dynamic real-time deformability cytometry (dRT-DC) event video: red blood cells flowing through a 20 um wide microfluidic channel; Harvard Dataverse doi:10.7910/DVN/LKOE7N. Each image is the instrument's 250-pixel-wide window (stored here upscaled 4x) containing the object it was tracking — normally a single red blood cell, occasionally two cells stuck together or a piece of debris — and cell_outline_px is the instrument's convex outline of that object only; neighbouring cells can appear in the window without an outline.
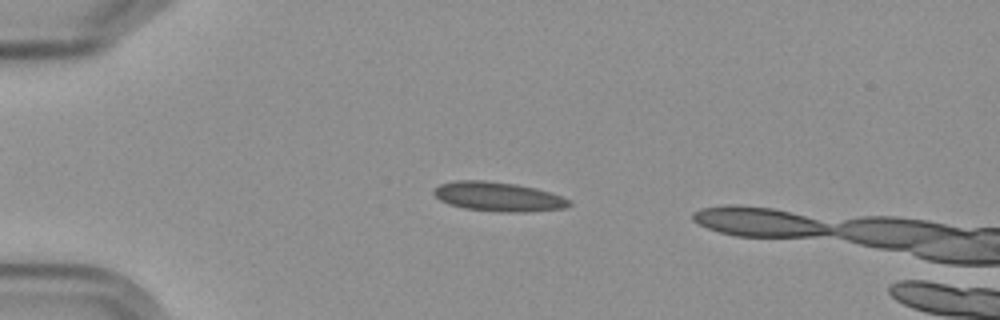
{"species": "Egyptian fruit bat (a non-hibernating species)", "species_latin": "Rousettus aegyptiacus", "temperature_condition": "cold", "stored_images_in_passage": 7, "segment_of_instrument_passage": [1, 2], "camera_frame_rate_fps": 3000, "um_per_image_px": 0.085, "frame": {"image": 1, "passage_image": 4, "time_ms": 4.333, "image_size_px": [1000, 320], "cell_outline_px": [[572, 204], [564, 208], [528, 212], [496, 212], [464, 208], [448, 204], [440, 200], [432, 192], [432, 188], [440, 184], [456, 180], [484, 180], [516, 184], [536, 188], [572, 200]], "centroid_in_image_um": [42.32, 16.72], "position_along_channel_um": 42.7, "area_um2": 23.29}}
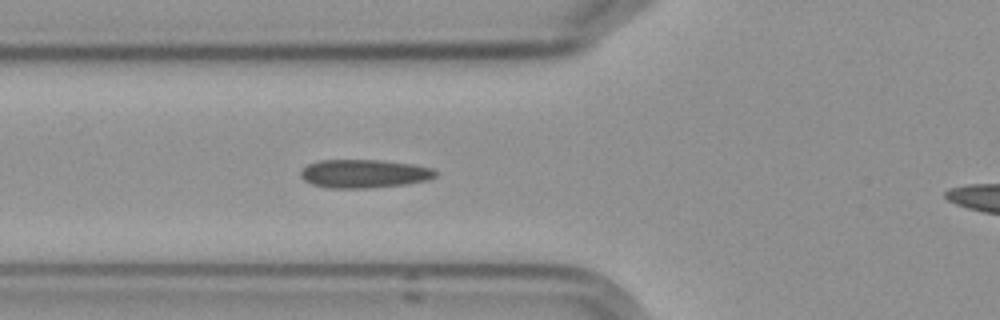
{"frame": {"image": 2, "passage_image": 6, "time_ms": 6.667, "image_size_px": [1000, 320], "cell_outline_px": [[436, 176], [428, 180], [404, 184], [368, 188], [328, 188], [312, 184], [304, 180], [300, 176], [300, 172], [308, 164], [320, 160], [380, 160], [412, 164], [432, 168], [436, 172]], "centroid_in_image_um": [30.93, 14.76], "position_along_channel_um": 94.9, "area_um2": 22.25}}